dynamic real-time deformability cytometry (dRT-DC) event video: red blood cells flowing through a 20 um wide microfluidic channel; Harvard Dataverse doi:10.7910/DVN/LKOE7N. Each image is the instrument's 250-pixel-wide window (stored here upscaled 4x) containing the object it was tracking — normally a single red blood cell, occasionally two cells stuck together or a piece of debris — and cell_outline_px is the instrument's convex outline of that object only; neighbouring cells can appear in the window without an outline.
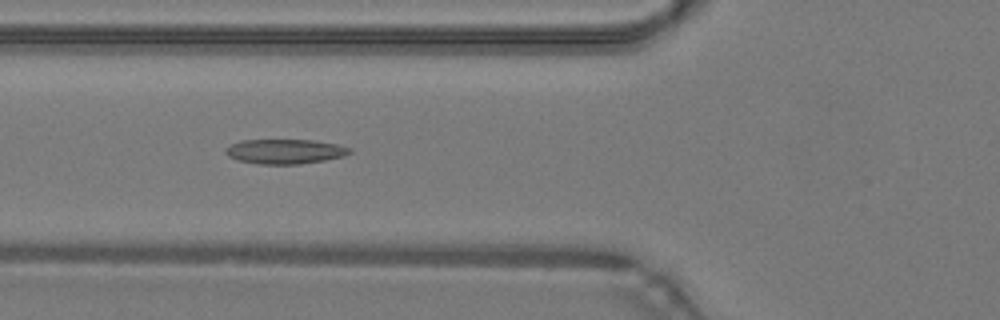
{"species": "common noctule bat (a hibernating species)", "species_latin": "Nyctalus noctula", "temperature_condition": "warm", "stored_images_in_passage": 39, "camera_frame_rate_fps": 3000, "um_per_image_px": 0.085, "animal": {"sex": "male", "body_mass_g": 19.2, "forearm_length_mm": 51.8}, "frame": {"image": 1, "passage_image": 9, "time_ms": 2.667, "image_size_px": [1000, 320], "cell_outline_px": [[352, 152], [344, 156], [324, 160], [300, 164], [260, 164], [236, 160], [228, 156], [224, 152], [224, 148], [240, 140], [312, 140], [340, 144], [352, 148]], "centroid_in_image_um": [24.23, 12.87], "position_along_channel_um": 101.6, "area_um2": 18.03}}
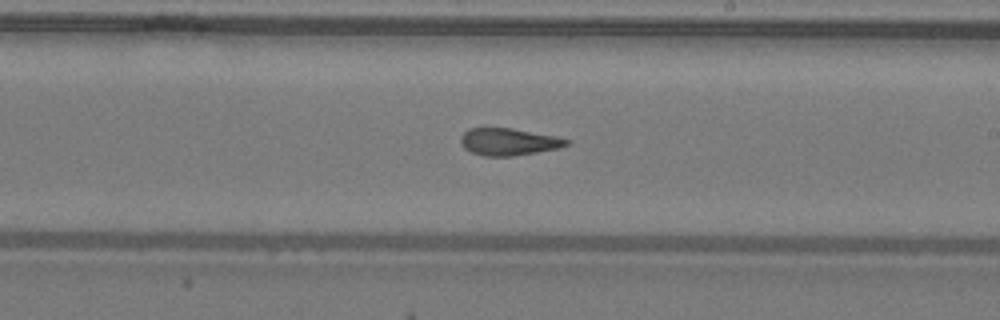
{"frame": {"image": 2, "passage_image": 19, "time_ms": 6.0, "image_size_px": [1000, 320], "cell_outline_px": [[572, 140], [568, 144], [560, 148], [512, 156], [484, 156], [472, 152], [464, 148], [460, 144], [460, 136], [468, 128], [512, 128], [556, 136]], "centroid_in_image_um": [43.23, 12.05], "position_along_channel_um": 245.8, "area_um2": 16.82}}
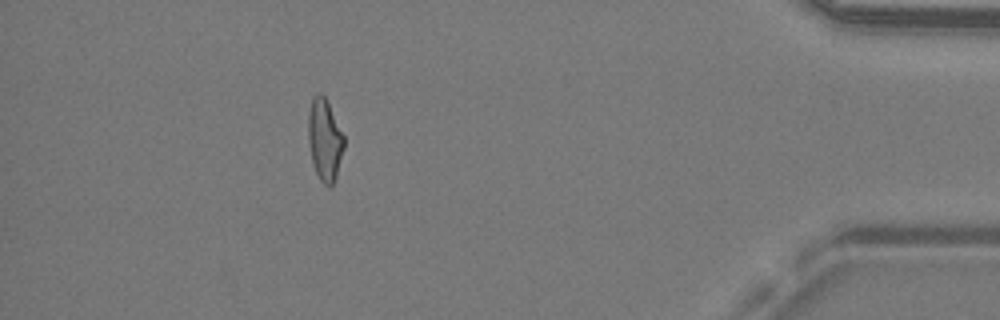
{"frame": {"image": 3, "passage_image": 34, "time_ms": 11.0, "image_size_px": [1000, 320], "cell_outline_px": [[344, 148], [336, 176], [332, 184], [328, 188], [320, 180], [316, 172], [312, 160], [308, 140], [308, 112], [312, 100], [316, 92], [320, 92], [324, 96], [344, 136]], "centroid_in_image_um": [27.59, 11.88], "position_along_channel_um": 407.6, "area_um2": 16.82}, "authors_computed_cell_mechanics": {"area_um2": 17.4556, "velocity_mm_per_s": 4.3179, "shape_relaxation_time_tau1_ms": null, "shape_relaxation_time_tau2_ms": 1.6103, "deformation_change_tau1": null, "deformation_change_tau2": 0.0999}}